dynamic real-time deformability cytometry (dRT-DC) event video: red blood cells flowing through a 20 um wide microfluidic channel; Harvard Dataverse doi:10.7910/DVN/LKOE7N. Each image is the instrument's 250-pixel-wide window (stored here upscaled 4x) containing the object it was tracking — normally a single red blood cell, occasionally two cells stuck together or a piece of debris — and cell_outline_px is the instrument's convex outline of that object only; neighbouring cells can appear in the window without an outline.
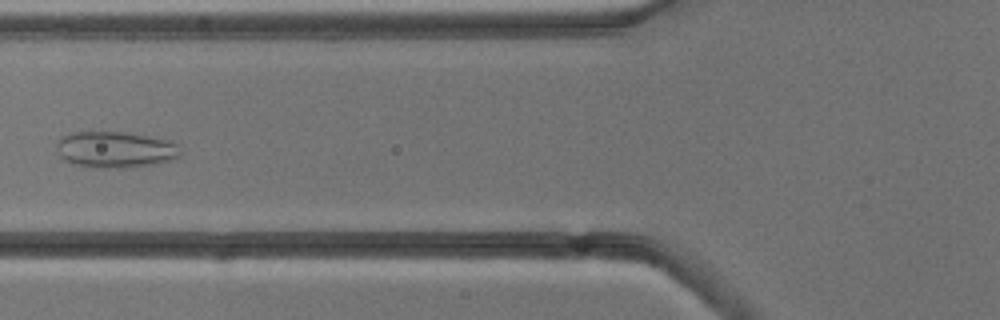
{"species": "common noctule bat (a hibernating species)", "species_latin": "Nyctalus noctula", "temperature_condition": "cold", "stored_images_in_passage": 6, "camera_frame_rate_fps": 3000, "um_per_image_px": 0.085, "animal": {"sex": "male", "body_mass_g": 13.3}, "frame": {"image": 1, "passage_image": 5, "time_ms": 5.667, "image_size_px": [1000, 320], "cell_outline_px": [[180, 156], [172, 160], [152, 164], [124, 168], [96, 168], [72, 164], [64, 160], [60, 156], [56, 148], [56, 144], [60, 136], [72, 132], [124, 132], [172, 140], [176, 144], [180, 152]], "centroid_in_image_um": [9.77, 12.72], "position_along_channel_um": 116.0, "area_um2": 26.41}}